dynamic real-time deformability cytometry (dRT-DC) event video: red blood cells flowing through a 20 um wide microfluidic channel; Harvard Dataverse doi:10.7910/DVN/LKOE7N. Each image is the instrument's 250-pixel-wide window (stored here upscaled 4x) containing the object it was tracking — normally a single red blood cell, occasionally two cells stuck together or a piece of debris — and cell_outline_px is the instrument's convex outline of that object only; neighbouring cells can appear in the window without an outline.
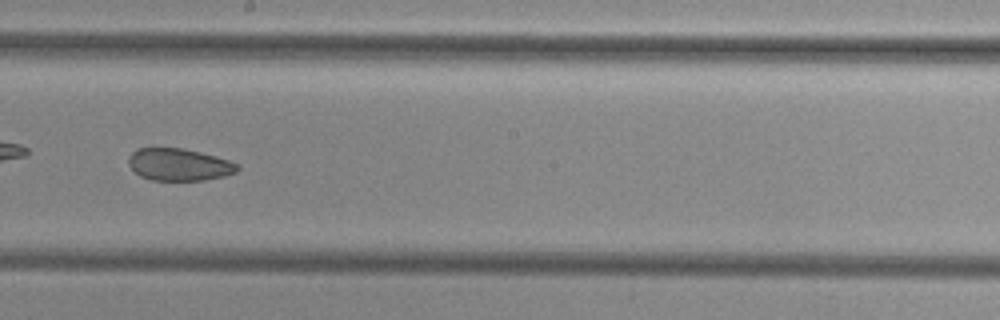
{"species": "common noctule bat (a hibernating species)", "species_latin": "Nyctalus noctula", "temperature_condition": "cold", "stored_images_in_passage": 50, "camera_frame_rate_fps": 3000, "um_per_image_px": 0.085, "animal": {"sex": "female", "body_mass_g": 29.2, "forearm_length_mm": 56.3}, "frame": {"image": 1, "passage_image": 29, "time_ms": 9.333, "image_size_px": [1000, 320], "cell_outline_px": [[240, 168], [236, 172], [224, 176], [204, 180], [152, 180], [140, 176], [128, 164], [128, 156], [136, 148], [184, 148], [216, 156], [240, 164]], "centroid_in_image_um": [15.23, 13.98], "position_along_channel_um": 233.0, "area_um2": 20.52}}